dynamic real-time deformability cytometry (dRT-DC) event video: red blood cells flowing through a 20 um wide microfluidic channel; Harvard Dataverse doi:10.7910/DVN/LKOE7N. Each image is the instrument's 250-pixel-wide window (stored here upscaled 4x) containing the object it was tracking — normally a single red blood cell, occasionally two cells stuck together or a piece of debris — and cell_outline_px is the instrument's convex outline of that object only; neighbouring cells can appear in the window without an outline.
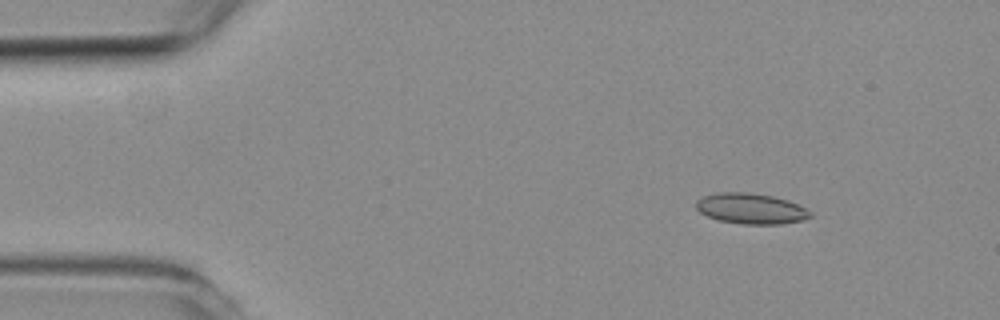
{"species": "common noctule bat (a hibernating species)", "species_latin": "Nyctalus noctula", "temperature_condition": "room temperature", "stored_images_in_passage": 4, "camera_frame_rate_fps": 3000, "um_per_image_px": 0.085, "animal": {"sex": "female", "body_mass_g": 19.3, "forearm_length_mm": 54.1}, "frame": {"image": 1, "passage_image": 2, "time_ms": 1.0, "image_size_px": [1000, 320], "cell_outline_px": [[812, 216], [804, 220], [780, 224], [744, 224], [720, 220], [708, 216], [700, 212], [696, 208], [696, 200], [704, 196], [720, 192], [748, 192], [772, 196], [788, 200], [812, 212]], "centroid_in_image_um": [63.84, 17.73], "position_along_channel_um": 21.2, "area_um2": 20.23}}